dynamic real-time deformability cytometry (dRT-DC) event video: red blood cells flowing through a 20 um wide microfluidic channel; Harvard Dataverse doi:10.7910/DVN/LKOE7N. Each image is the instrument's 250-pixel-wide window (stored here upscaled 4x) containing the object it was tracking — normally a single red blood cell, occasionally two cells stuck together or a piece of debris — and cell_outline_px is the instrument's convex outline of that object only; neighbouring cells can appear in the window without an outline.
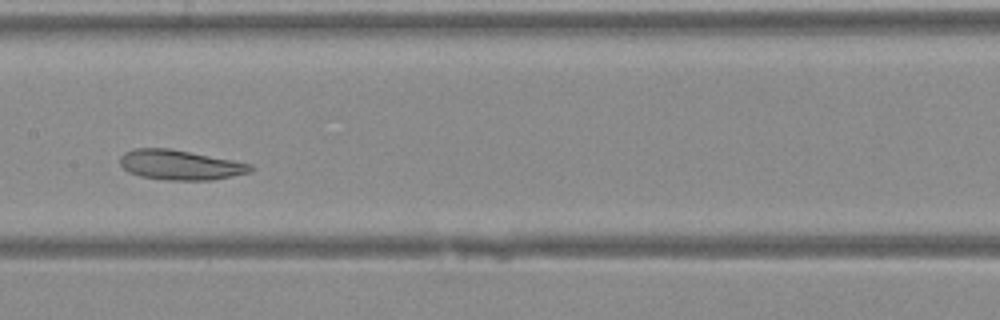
{"species": "Egyptian fruit bat (a non-hibernating species)", "species_latin": "Rousettus aegyptiacus", "temperature_condition": "warm", "stored_images_in_passage": 30, "camera_frame_rate_fps": 3000, "um_per_image_px": 0.085, "animal": {"sex": "female"}, "frame": {"image": 1, "passage_image": 9, "time_ms": 2.667, "image_size_px": [1000, 320], "cell_outline_px": [[256, 168], [252, 172], [212, 180], [168, 180], [140, 176], [128, 172], [120, 164], [120, 156], [124, 152], [132, 148], [168, 148], [232, 160], [252, 164]], "centroid_in_image_um": [15.32, 14.02], "position_along_channel_um": 192.1, "area_um2": 22.77}}